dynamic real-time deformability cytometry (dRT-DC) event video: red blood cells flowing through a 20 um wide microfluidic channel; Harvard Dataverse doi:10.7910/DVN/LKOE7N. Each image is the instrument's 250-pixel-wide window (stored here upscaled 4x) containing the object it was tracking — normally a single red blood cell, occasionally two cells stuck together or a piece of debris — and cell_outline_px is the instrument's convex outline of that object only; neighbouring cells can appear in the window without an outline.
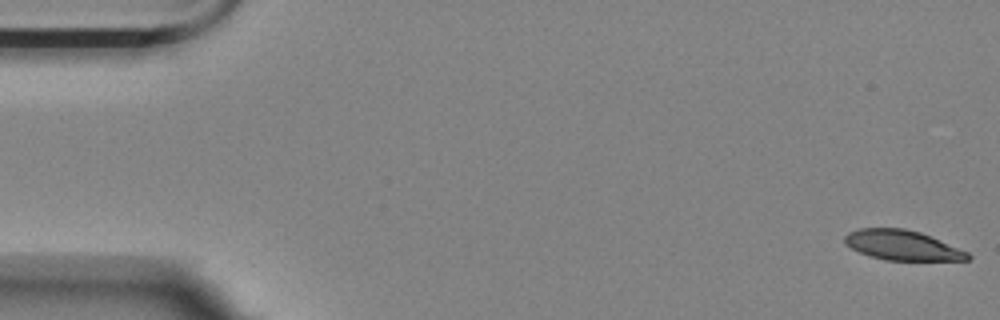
{"species": "Egyptian fruit bat (a non-hibernating species)", "species_latin": "Rousettus aegyptiacus", "temperature_condition": "room temperature", "stored_images_in_passage": 19, "camera_frame_rate_fps": 3000, "um_per_image_px": 0.085, "animal": {"sex": "female"}, "frame": {"image": 1, "passage_image": 1, "time_ms": 0.0, "image_size_px": [1000, 320], "cell_outline_px": [[972, 256], [968, 260], [884, 260], [860, 252], [844, 244], [844, 236], [848, 232], [860, 228], [904, 228], [920, 232], [968, 252]], "centroid_in_image_um": [76.67, 20.84], "position_along_channel_um": 8.3, "area_um2": 21.27}}
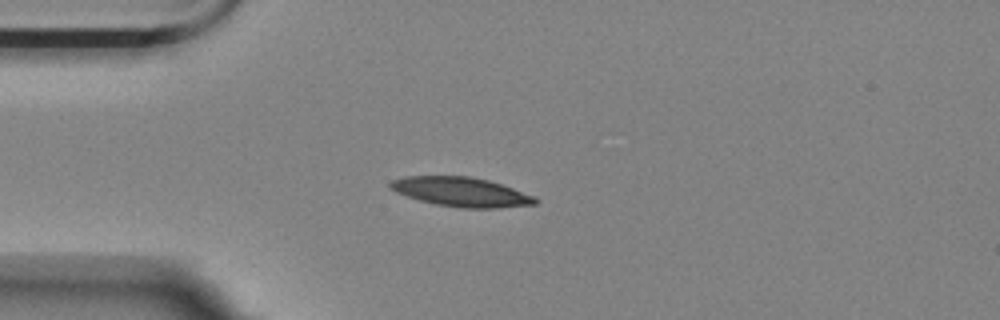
{"frame": {"image": 2, "passage_image": 14, "time_ms": 4.333, "image_size_px": [1000, 320], "cell_outline_px": [[536, 204], [496, 208], [464, 208], [436, 204], [420, 200], [396, 192], [388, 188], [388, 184], [392, 180], [404, 176], [468, 176], [488, 180], [512, 188], [532, 196], [536, 200]], "centroid_in_image_um": [39.13, 16.3], "position_along_channel_um": 45.9, "area_um2": 24.45}}
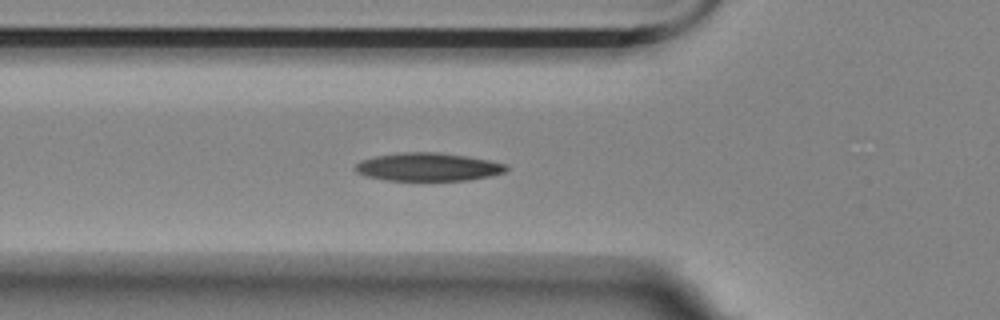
{"frame": {"image": 3, "passage_image": 19, "time_ms": 6.0, "image_size_px": [1000, 320], "cell_outline_px": [[508, 168], [504, 172], [488, 176], [468, 180], [384, 180], [368, 176], [356, 172], [356, 164], [360, 160], [376, 156], [400, 152], [440, 152], [488, 160], [504, 164]], "centroid_in_image_um": [36.35, 14.18], "position_along_channel_um": 89.5, "area_um2": 24.45}}